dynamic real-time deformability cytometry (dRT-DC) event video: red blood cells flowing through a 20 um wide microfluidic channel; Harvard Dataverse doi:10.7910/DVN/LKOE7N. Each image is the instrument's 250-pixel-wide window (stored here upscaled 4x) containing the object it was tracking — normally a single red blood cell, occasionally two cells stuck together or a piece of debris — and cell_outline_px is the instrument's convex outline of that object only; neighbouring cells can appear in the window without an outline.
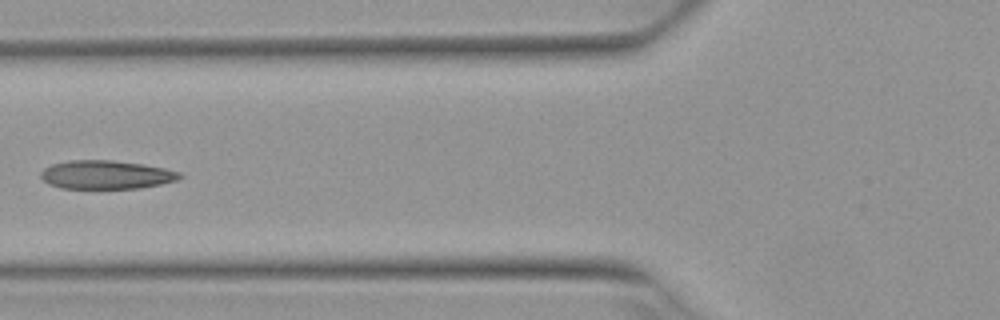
{"species": "Egyptian fruit bat (a non-hibernating species)", "species_latin": "Rousettus aegyptiacus", "temperature_condition": "warm", "stored_images_in_passage": 5, "camera_frame_rate_fps": 3000, "um_per_image_px": 0.085, "animal": {"sex": "female"}, "frame": {"image": 1, "passage_image": 5, "time_ms": 1.333, "image_size_px": [1000, 320], "cell_outline_px": [[184, 176], [176, 180], [160, 184], [140, 188], [60, 188], [48, 184], [40, 176], [40, 172], [44, 168], [52, 164], [68, 160], [112, 160], [140, 164], [164, 168], [180, 172]], "centroid_in_image_um": [9.0, 14.85], "position_along_channel_um": 116.8, "area_um2": 23.06}}